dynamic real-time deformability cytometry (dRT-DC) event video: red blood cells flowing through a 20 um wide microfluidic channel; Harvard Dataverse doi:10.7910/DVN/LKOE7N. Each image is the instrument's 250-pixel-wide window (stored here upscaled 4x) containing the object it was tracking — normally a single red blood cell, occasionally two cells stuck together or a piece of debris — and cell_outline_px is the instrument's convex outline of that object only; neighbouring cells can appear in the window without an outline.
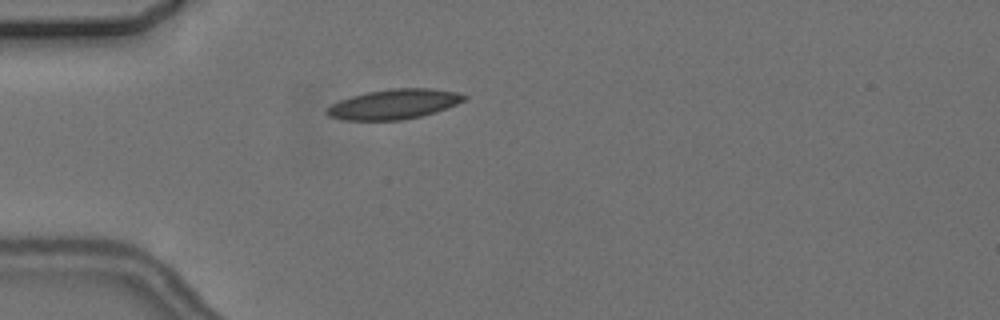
{"species": "common noctule bat (a hibernating species)", "species_latin": "Nyctalus noctula", "temperature_condition": "cold", "stored_images_in_passage": 2, "camera_frame_rate_fps": 3000, "um_per_image_px": 0.085, "animal": {"sex": "female", "body_mass_g": 24.6, "forearm_length_mm": 56.2}, "frame": {"image": 1, "passage_image": 2, "time_ms": 1.0, "image_size_px": [1000, 320], "cell_outline_px": [[468, 96], [464, 100], [448, 108], [436, 112], [420, 116], [400, 120], [344, 120], [328, 116], [324, 112], [324, 108], [340, 100], [352, 96], [368, 92], [388, 88], [432, 88], [460, 92]], "centroid_in_image_um": [33.49, 8.85], "position_along_channel_um": 51.5, "area_um2": 24.1}}